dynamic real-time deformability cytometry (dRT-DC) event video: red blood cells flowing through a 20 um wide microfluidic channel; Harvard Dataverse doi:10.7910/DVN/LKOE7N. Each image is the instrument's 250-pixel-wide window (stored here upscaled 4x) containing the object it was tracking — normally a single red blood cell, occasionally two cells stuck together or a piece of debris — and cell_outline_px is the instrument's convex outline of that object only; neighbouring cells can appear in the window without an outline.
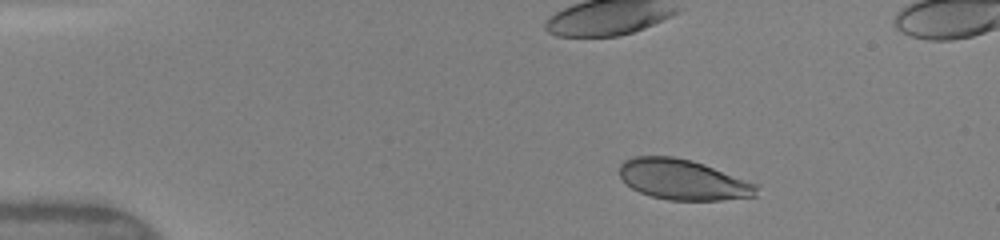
{"species": "human", "species_latin": "Homo sapiens", "temperature_condition": "warm", "stored_images_in_passage": 45, "camera_frame_rate_fps": 3000, "um_per_image_px": 0.085, "donor": {"sex": "female"}, "frame": {"image": 1, "passage_image": 7, "time_ms": 2.0, "image_size_px": [1000, 240], "cell_outline_px": [[760, 184], [756, 196], [720, 200], [668, 200], [652, 196], [640, 192], [632, 188], [620, 176], [620, 164], [624, 160], [632, 156], [672, 156], [692, 160], [704, 164]], "centroid_in_image_um": [58.09, 15.26], "position_along_channel_um": 26.9, "area_um2": 32.43}, "authors_computed_cell_mechanics": {"area_um2": 35.1424, "velocity_mm_per_s": 4.1133, "shape_relaxation_time_tau1_ms": 3.0454, "shape_relaxation_time_tau2_ms": null, "deformation_change_tau1": 0.1559, "deformation_change_tau2": null}}